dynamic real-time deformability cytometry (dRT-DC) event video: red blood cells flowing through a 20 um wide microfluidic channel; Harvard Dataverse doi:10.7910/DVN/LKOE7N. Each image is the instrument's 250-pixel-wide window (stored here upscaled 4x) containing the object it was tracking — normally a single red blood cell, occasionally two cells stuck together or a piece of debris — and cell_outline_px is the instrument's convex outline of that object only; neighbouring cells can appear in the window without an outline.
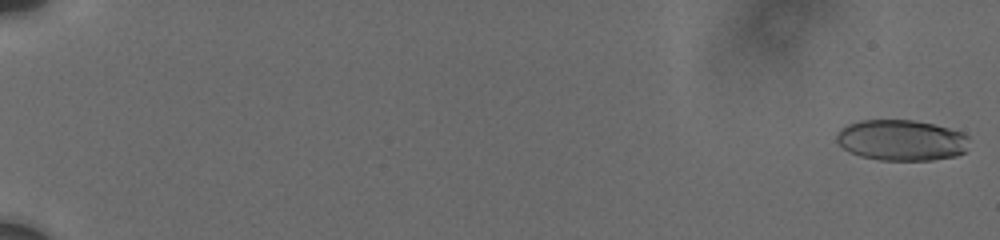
{"species": "human", "species_latin": "Homo sapiens", "temperature_condition": "cold", "stored_images_in_passage": 17, "camera_frame_rate_fps": 3000, "um_per_image_px": 0.085, "donor": {"sex": "male"}, "frame": {"image": 1, "passage_image": 1, "time_ms": 0.0, "image_size_px": [1000, 240], "cell_outline_px": [[968, 136], [964, 152], [956, 156], [932, 160], [880, 160], [860, 156], [844, 148], [836, 140], [836, 132], [840, 128], [848, 124], [860, 120], [912, 120], [932, 124], [964, 132]], "centroid_in_image_um": [76.6, 11.91], "position_along_channel_um": 8.4, "area_um2": 31.5}}
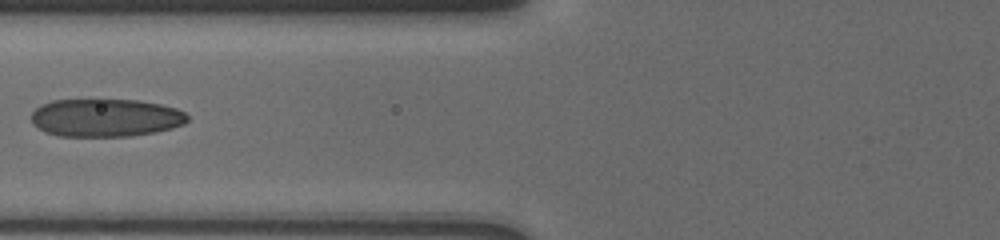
{"frame": {"image": 2, "passage_image": 13, "time_ms": 8.667, "image_size_px": [1000, 240], "cell_outline_px": [[188, 120], [184, 124], [172, 128], [156, 132], [132, 136], [60, 136], [44, 132], [36, 128], [32, 124], [32, 112], [40, 104], [52, 100], [96, 96], [140, 100], [160, 104], [176, 108], [184, 112], [188, 116]], "centroid_in_image_um": [8.93, 9.95], "position_along_channel_um": 116.9, "area_um2": 36.07}}
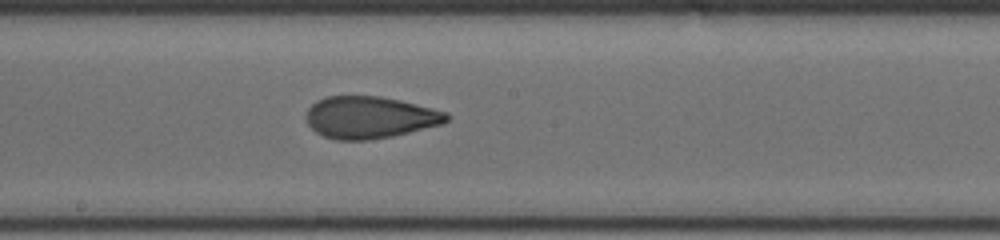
{"frame": {"image": 3, "passage_image": 17, "time_ms": 11.333, "image_size_px": [1000, 240], "cell_outline_px": [[452, 116], [444, 124], [392, 136], [368, 140], [336, 140], [324, 136], [316, 132], [308, 124], [304, 116], [308, 108], [316, 100], [328, 96], [380, 96], [400, 100], [448, 112]], "centroid_in_image_um": [31.44, 9.97], "position_along_channel_um": 216.8, "area_um2": 34.62}}